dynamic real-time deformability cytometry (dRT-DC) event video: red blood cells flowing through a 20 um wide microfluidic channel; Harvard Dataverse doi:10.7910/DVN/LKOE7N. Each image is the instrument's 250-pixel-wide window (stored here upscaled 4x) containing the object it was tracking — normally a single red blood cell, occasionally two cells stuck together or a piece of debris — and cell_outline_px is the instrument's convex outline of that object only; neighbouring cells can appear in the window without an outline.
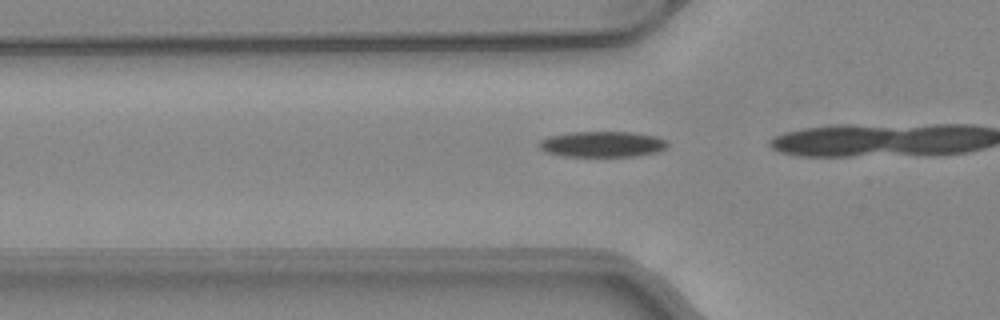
{"species": "common noctule bat (a hibernating species)", "species_latin": "Nyctalus noctula", "temperature_condition": "warm", "stored_images_in_passage": 16, "camera_frame_rate_fps": 3000, "um_per_image_px": 0.085, "animal": {"sex": "female", "body_mass_g": 24.6, "forearm_length_mm": 56.2}, "frame": {"image": 1, "passage_image": 14, "time_ms": 4.333, "image_size_px": [1000, 320], "cell_outline_px": [[668, 148], [660, 152], [636, 156], [560, 156], [544, 152], [536, 144], [540, 140], [548, 136], [568, 132], [632, 132], [656, 136], [668, 140]], "centroid_in_image_um": [51.2, 12.26], "position_along_channel_um": 74.6, "area_um2": 19.71}}